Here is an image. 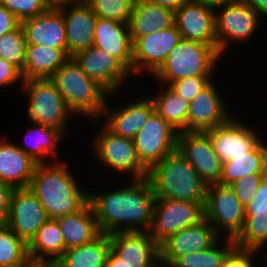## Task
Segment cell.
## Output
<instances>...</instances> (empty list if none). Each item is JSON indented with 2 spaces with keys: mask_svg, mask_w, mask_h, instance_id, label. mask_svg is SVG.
<instances>
[{
  "mask_svg": "<svg viewBox=\"0 0 267 267\" xmlns=\"http://www.w3.org/2000/svg\"><path fill=\"white\" fill-rule=\"evenodd\" d=\"M14 190L15 188L11 185L0 181V225H5L8 220Z\"/></svg>",
  "mask_w": 267,
  "mask_h": 267,
  "instance_id": "cell-44",
  "label": "cell"
},
{
  "mask_svg": "<svg viewBox=\"0 0 267 267\" xmlns=\"http://www.w3.org/2000/svg\"><path fill=\"white\" fill-rule=\"evenodd\" d=\"M221 54L211 45L182 38L152 75L164 85L196 76H213Z\"/></svg>",
  "mask_w": 267,
  "mask_h": 267,
  "instance_id": "cell-5",
  "label": "cell"
},
{
  "mask_svg": "<svg viewBox=\"0 0 267 267\" xmlns=\"http://www.w3.org/2000/svg\"><path fill=\"white\" fill-rule=\"evenodd\" d=\"M240 2H244L248 6H250L254 11L259 13L262 18L267 19V0H238Z\"/></svg>",
  "mask_w": 267,
  "mask_h": 267,
  "instance_id": "cell-46",
  "label": "cell"
},
{
  "mask_svg": "<svg viewBox=\"0 0 267 267\" xmlns=\"http://www.w3.org/2000/svg\"><path fill=\"white\" fill-rule=\"evenodd\" d=\"M18 82H24L21 71L12 63L0 58V87L3 89Z\"/></svg>",
  "mask_w": 267,
  "mask_h": 267,
  "instance_id": "cell-43",
  "label": "cell"
},
{
  "mask_svg": "<svg viewBox=\"0 0 267 267\" xmlns=\"http://www.w3.org/2000/svg\"><path fill=\"white\" fill-rule=\"evenodd\" d=\"M221 241H226L224 246L221 245L223 244ZM235 246L233 239L226 237L222 240L221 238L210 248L179 256L171 264L173 267H221L226 255Z\"/></svg>",
  "mask_w": 267,
  "mask_h": 267,
  "instance_id": "cell-36",
  "label": "cell"
},
{
  "mask_svg": "<svg viewBox=\"0 0 267 267\" xmlns=\"http://www.w3.org/2000/svg\"><path fill=\"white\" fill-rule=\"evenodd\" d=\"M91 143L95 158L107 170L132 175L134 179L148 176V170L137 157L133 139L114 135L103 124Z\"/></svg>",
  "mask_w": 267,
  "mask_h": 267,
  "instance_id": "cell-8",
  "label": "cell"
},
{
  "mask_svg": "<svg viewBox=\"0 0 267 267\" xmlns=\"http://www.w3.org/2000/svg\"><path fill=\"white\" fill-rule=\"evenodd\" d=\"M37 165L18 145L0 138V181L14 188L28 187Z\"/></svg>",
  "mask_w": 267,
  "mask_h": 267,
  "instance_id": "cell-26",
  "label": "cell"
},
{
  "mask_svg": "<svg viewBox=\"0 0 267 267\" xmlns=\"http://www.w3.org/2000/svg\"><path fill=\"white\" fill-rule=\"evenodd\" d=\"M33 126L34 127H32V130L35 131L33 134L36 135V138L33 137L34 139H32L35 142L31 141L33 143L30 144L29 140L31 138H28L29 140L25 138L24 140L27 141L25 142V145L27 144L26 147H23V145L21 146V144L20 146L18 145V147L26 154H28L38 164L48 163L45 160L46 158H48L47 156L52 155V158L56 159V157H58L56 156V153L58 151L56 149L58 145H60V143L63 141V139H66V136L56 128L47 127L39 123H34Z\"/></svg>",
  "mask_w": 267,
  "mask_h": 267,
  "instance_id": "cell-34",
  "label": "cell"
},
{
  "mask_svg": "<svg viewBox=\"0 0 267 267\" xmlns=\"http://www.w3.org/2000/svg\"><path fill=\"white\" fill-rule=\"evenodd\" d=\"M27 41L21 25L10 33L0 36V58L15 65L23 72Z\"/></svg>",
  "mask_w": 267,
  "mask_h": 267,
  "instance_id": "cell-37",
  "label": "cell"
},
{
  "mask_svg": "<svg viewBox=\"0 0 267 267\" xmlns=\"http://www.w3.org/2000/svg\"><path fill=\"white\" fill-rule=\"evenodd\" d=\"M204 218L219 236L224 233V238L234 240L242 231L245 209L230 185L213 183L207 186Z\"/></svg>",
  "mask_w": 267,
  "mask_h": 267,
  "instance_id": "cell-7",
  "label": "cell"
},
{
  "mask_svg": "<svg viewBox=\"0 0 267 267\" xmlns=\"http://www.w3.org/2000/svg\"><path fill=\"white\" fill-rule=\"evenodd\" d=\"M68 59L61 49L27 44L22 77L24 80L50 79Z\"/></svg>",
  "mask_w": 267,
  "mask_h": 267,
  "instance_id": "cell-31",
  "label": "cell"
},
{
  "mask_svg": "<svg viewBox=\"0 0 267 267\" xmlns=\"http://www.w3.org/2000/svg\"><path fill=\"white\" fill-rule=\"evenodd\" d=\"M161 85L156 93L157 95L152 94L150 97L153 101L155 112L178 132L187 131L190 102L183 99L167 85Z\"/></svg>",
  "mask_w": 267,
  "mask_h": 267,
  "instance_id": "cell-33",
  "label": "cell"
},
{
  "mask_svg": "<svg viewBox=\"0 0 267 267\" xmlns=\"http://www.w3.org/2000/svg\"><path fill=\"white\" fill-rule=\"evenodd\" d=\"M178 133L156 112L147 119L133 142L139 161L148 171L177 149Z\"/></svg>",
  "mask_w": 267,
  "mask_h": 267,
  "instance_id": "cell-11",
  "label": "cell"
},
{
  "mask_svg": "<svg viewBox=\"0 0 267 267\" xmlns=\"http://www.w3.org/2000/svg\"><path fill=\"white\" fill-rule=\"evenodd\" d=\"M267 174H251L245 175L239 180L234 181L230 184L231 188L234 190L235 195L241 201V204L245 207L249 204L257 193L258 187L262 179Z\"/></svg>",
  "mask_w": 267,
  "mask_h": 267,
  "instance_id": "cell-41",
  "label": "cell"
},
{
  "mask_svg": "<svg viewBox=\"0 0 267 267\" xmlns=\"http://www.w3.org/2000/svg\"><path fill=\"white\" fill-rule=\"evenodd\" d=\"M21 27L27 44L61 49L67 55L64 16L58 8L21 21Z\"/></svg>",
  "mask_w": 267,
  "mask_h": 267,
  "instance_id": "cell-24",
  "label": "cell"
},
{
  "mask_svg": "<svg viewBox=\"0 0 267 267\" xmlns=\"http://www.w3.org/2000/svg\"><path fill=\"white\" fill-rule=\"evenodd\" d=\"M251 174H267V144L264 141L245 156L234 157L233 160L222 163V173L218 183L230 185Z\"/></svg>",
  "mask_w": 267,
  "mask_h": 267,
  "instance_id": "cell-32",
  "label": "cell"
},
{
  "mask_svg": "<svg viewBox=\"0 0 267 267\" xmlns=\"http://www.w3.org/2000/svg\"><path fill=\"white\" fill-rule=\"evenodd\" d=\"M65 250L63 235L55 219H48L28 244V255L33 265L51 267Z\"/></svg>",
  "mask_w": 267,
  "mask_h": 267,
  "instance_id": "cell-29",
  "label": "cell"
},
{
  "mask_svg": "<svg viewBox=\"0 0 267 267\" xmlns=\"http://www.w3.org/2000/svg\"><path fill=\"white\" fill-rule=\"evenodd\" d=\"M181 39L182 36L175 24L167 29L137 38L132 43L133 75H141L144 72L153 75Z\"/></svg>",
  "mask_w": 267,
  "mask_h": 267,
  "instance_id": "cell-14",
  "label": "cell"
},
{
  "mask_svg": "<svg viewBox=\"0 0 267 267\" xmlns=\"http://www.w3.org/2000/svg\"><path fill=\"white\" fill-rule=\"evenodd\" d=\"M128 25L133 43L139 37L173 26L174 11L146 0H136Z\"/></svg>",
  "mask_w": 267,
  "mask_h": 267,
  "instance_id": "cell-27",
  "label": "cell"
},
{
  "mask_svg": "<svg viewBox=\"0 0 267 267\" xmlns=\"http://www.w3.org/2000/svg\"><path fill=\"white\" fill-rule=\"evenodd\" d=\"M214 79L190 101L187 131L206 132L228 122L230 115L225 99L214 84Z\"/></svg>",
  "mask_w": 267,
  "mask_h": 267,
  "instance_id": "cell-17",
  "label": "cell"
},
{
  "mask_svg": "<svg viewBox=\"0 0 267 267\" xmlns=\"http://www.w3.org/2000/svg\"><path fill=\"white\" fill-rule=\"evenodd\" d=\"M72 58L85 74L110 96L114 93L117 94L128 76L132 77L131 72L117 58L94 45L78 52Z\"/></svg>",
  "mask_w": 267,
  "mask_h": 267,
  "instance_id": "cell-12",
  "label": "cell"
},
{
  "mask_svg": "<svg viewBox=\"0 0 267 267\" xmlns=\"http://www.w3.org/2000/svg\"><path fill=\"white\" fill-rule=\"evenodd\" d=\"M212 78V76L188 77L172 81L167 86L183 99L190 102L200 90L213 80Z\"/></svg>",
  "mask_w": 267,
  "mask_h": 267,
  "instance_id": "cell-40",
  "label": "cell"
},
{
  "mask_svg": "<svg viewBox=\"0 0 267 267\" xmlns=\"http://www.w3.org/2000/svg\"><path fill=\"white\" fill-rule=\"evenodd\" d=\"M135 101L110 110L112 108L106 100L102 113L103 120H106L103 124L114 135L133 139L147 119L155 112L154 104L150 97L139 98Z\"/></svg>",
  "mask_w": 267,
  "mask_h": 267,
  "instance_id": "cell-23",
  "label": "cell"
},
{
  "mask_svg": "<svg viewBox=\"0 0 267 267\" xmlns=\"http://www.w3.org/2000/svg\"><path fill=\"white\" fill-rule=\"evenodd\" d=\"M0 4L20 21L40 15L50 8L45 0H0Z\"/></svg>",
  "mask_w": 267,
  "mask_h": 267,
  "instance_id": "cell-39",
  "label": "cell"
},
{
  "mask_svg": "<svg viewBox=\"0 0 267 267\" xmlns=\"http://www.w3.org/2000/svg\"><path fill=\"white\" fill-rule=\"evenodd\" d=\"M31 267H50V266H44V265H32Z\"/></svg>",
  "mask_w": 267,
  "mask_h": 267,
  "instance_id": "cell-52",
  "label": "cell"
},
{
  "mask_svg": "<svg viewBox=\"0 0 267 267\" xmlns=\"http://www.w3.org/2000/svg\"><path fill=\"white\" fill-rule=\"evenodd\" d=\"M177 149L204 182L208 185L219 182L222 173V162L214 151L207 132H179Z\"/></svg>",
  "mask_w": 267,
  "mask_h": 267,
  "instance_id": "cell-13",
  "label": "cell"
},
{
  "mask_svg": "<svg viewBox=\"0 0 267 267\" xmlns=\"http://www.w3.org/2000/svg\"><path fill=\"white\" fill-rule=\"evenodd\" d=\"M97 18H108L129 24L136 0H84Z\"/></svg>",
  "mask_w": 267,
  "mask_h": 267,
  "instance_id": "cell-38",
  "label": "cell"
},
{
  "mask_svg": "<svg viewBox=\"0 0 267 267\" xmlns=\"http://www.w3.org/2000/svg\"><path fill=\"white\" fill-rule=\"evenodd\" d=\"M260 17L250 6L238 0L215 9L217 46L222 57L232 42L241 45L251 39L262 23Z\"/></svg>",
  "mask_w": 267,
  "mask_h": 267,
  "instance_id": "cell-9",
  "label": "cell"
},
{
  "mask_svg": "<svg viewBox=\"0 0 267 267\" xmlns=\"http://www.w3.org/2000/svg\"><path fill=\"white\" fill-rule=\"evenodd\" d=\"M60 160V161H59ZM38 164L29 189L43 205L49 219H56L81 210L89 202V190L84 191L61 159ZM78 183V184H77Z\"/></svg>",
  "mask_w": 267,
  "mask_h": 267,
  "instance_id": "cell-2",
  "label": "cell"
},
{
  "mask_svg": "<svg viewBox=\"0 0 267 267\" xmlns=\"http://www.w3.org/2000/svg\"><path fill=\"white\" fill-rule=\"evenodd\" d=\"M25 92L30 122L59 129L66 136L73 117L64 98L50 79H28L21 83Z\"/></svg>",
  "mask_w": 267,
  "mask_h": 267,
  "instance_id": "cell-6",
  "label": "cell"
},
{
  "mask_svg": "<svg viewBox=\"0 0 267 267\" xmlns=\"http://www.w3.org/2000/svg\"><path fill=\"white\" fill-rule=\"evenodd\" d=\"M20 25L21 21L0 4V36L16 30Z\"/></svg>",
  "mask_w": 267,
  "mask_h": 267,
  "instance_id": "cell-45",
  "label": "cell"
},
{
  "mask_svg": "<svg viewBox=\"0 0 267 267\" xmlns=\"http://www.w3.org/2000/svg\"><path fill=\"white\" fill-rule=\"evenodd\" d=\"M109 235L111 251L126 267H152L160 259L159 244L148 231L116 232Z\"/></svg>",
  "mask_w": 267,
  "mask_h": 267,
  "instance_id": "cell-19",
  "label": "cell"
},
{
  "mask_svg": "<svg viewBox=\"0 0 267 267\" xmlns=\"http://www.w3.org/2000/svg\"><path fill=\"white\" fill-rule=\"evenodd\" d=\"M245 221L234 244L243 249L262 252L267 244V175L262 179L257 193L245 207Z\"/></svg>",
  "mask_w": 267,
  "mask_h": 267,
  "instance_id": "cell-21",
  "label": "cell"
},
{
  "mask_svg": "<svg viewBox=\"0 0 267 267\" xmlns=\"http://www.w3.org/2000/svg\"><path fill=\"white\" fill-rule=\"evenodd\" d=\"M93 45L117 58L133 76V47L128 24L97 18Z\"/></svg>",
  "mask_w": 267,
  "mask_h": 267,
  "instance_id": "cell-25",
  "label": "cell"
},
{
  "mask_svg": "<svg viewBox=\"0 0 267 267\" xmlns=\"http://www.w3.org/2000/svg\"><path fill=\"white\" fill-rule=\"evenodd\" d=\"M106 267H126L122 260L117 257L112 251L109 252L107 260H106Z\"/></svg>",
  "mask_w": 267,
  "mask_h": 267,
  "instance_id": "cell-49",
  "label": "cell"
},
{
  "mask_svg": "<svg viewBox=\"0 0 267 267\" xmlns=\"http://www.w3.org/2000/svg\"><path fill=\"white\" fill-rule=\"evenodd\" d=\"M65 242V249L79 247L92 241L101 232L94 209L88 202L81 210L55 219Z\"/></svg>",
  "mask_w": 267,
  "mask_h": 267,
  "instance_id": "cell-28",
  "label": "cell"
},
{
  "mask_svg": "<svg viewBox=\"0 0 267 267\" xmlns=\"http://www.w3.org/2000/svg\"><path fill=\"white\" fill-rule=\"evenodd\" d=\"M152 267H173V266L171 263H167L159 259Z\"/></svg>",
  "mask_w": 267,
  "mask_h": 267,
  "instance_id": "cell-51",
  "label": "cell"
},
{
  "mask_svg": "<svg viewBox=\"0 0 267 267\" xmlns=\"http://www.w3.org/2000/svg\"><path fill=\"white\" fill-rule=\"evenodd\" d=\"M147 178L156 198L205 202L208 184L178 149L156 163Z\"/></svg>",
  "mask_w": 267,
  "mask_h": 267,
  "instance_id": "cell-3",
  "label": "cell"
},
{
  "mask_svg": "<svg viewBox=\"0 0 267 267\" xmlns=\"http://www.w3.org/2000/svg\"><path fill=\"white\" fill-rule=\"evenodd\" d=\"M28 245L6 224L0 225V267H31Z\"/></svg>",
  "mask_w": 267,
  "mask_h": 267,
  "instance_id": "cell-35",
  "label": "cell"
},
{
  "mask_svg": "<svg viewBox=\"0 0 267 267\" xmlns=\"http://www.w3.org/2000/svg\"><path fill=\"white\" fill-rule=\"evenodd\" d=\"M58 9L64 16L67 56L72 58L93 45L97 16L84 0Z\"/></svg>",
  "mask_w": 267,
  "mask_h": 267,
  "instance_id": "cell-22",
  "label": "cell"
},
{
  "mask_svg": "<svg viewBox=\"0 0 267 267\" xmlns=\"http://www.w3.org/2000/svg\"><path fill=\"white\" fill-rule=\"evenodd\" d=\"M259 251L243 249L235 246L223 260L221 267H256L254 255ZM254 263V264H253Z\"/></svg>",
  "mask_w": 267,
  "mask_h": 267,
  "instance_id": "cell-42",
  "label": "cell"
},
{
  "mask_svg": "<svg viewBox=\"0 0 267 267\" xmlns=\"http://www.w3.org/2000/svg\"><path fill=\"white\" fill-rule=\"evenodd\" d=\"M48 219L43 205L31 189L15 188L6 225L21 240L28 245Z\"/></svg>",
  "mask_w": 267,
  "mask_h": 267,
  "instance_id": "cell-15",
  "label": "cell"
},
{
  "mask_svg": "<svg viewBox=\"0 0 267 267\" xmlns=\"http://www.w3.org/2000/svg\"><path fill=\"white\" fill-rule=\"evenodd\" d=\"M220 238L215 228L204 218L198 224L183 228L162 241L159 244L160 260L172 263L179 256L210 248Z\"/></svg>",
  "mask_w": 267,
  "mask_h": 267,
  "instance_id": "cell-20",
  "label": "cell"
},
{
  "mask_svg": "<svg viewBox=\"0 0 267 267\" xmlns=\"http://www.w3.org/2000/svg\"><path fill=\"white\" fill-rule=\"evenodd\" d=\"M205 202L156 198L149 234L160 244L168 236L204 219Z\"/></svg>",
  "mask_w": 267,
  "mask_h": 267,
  "instance_id": "cell-10",
  "label": "cell"
},
{
  "mask_svg": "<svg viewBox=\"0 0 267 267\" xmlns=\"http://www.w3.org/2000/svg\"><path fill=\"white\" fill-rule=\"evenodd\" d=\"M206 132L222 163L233 160L234 157L245 156L263 140L253 128L234 116L228 122Z\"/></svg>",
  "mask_w": 267,
  "mask_h": 267,
  "instance_id": "cell-16",
  "label": "cell"
},
{
  "mask_svg": "<svg viewBox=\"0 0 267 267\" xmlns=\"http://www.w3.org/2000/svg\"><path fill=\"white\" fill-rule=\"evenodd\" d=\"M110 251V235L101 232L84 245L66 249L51 267H106Z\"/></svg>",
  "mask_w": 267,
  "mask_h": 267,
  "instance_id": "cell-30",
  "label": "cell"
},
{
  "mask_svg": "<svg viewBox=\"0 0 267 267\" xmlns=\"http://www.w3.org/2000/svg\"><path fill=\"white\" fill-rule=\"evenodd\" d=\"M195 2L201 3L205 6H208L212 9L219 8L220 6L236 2L237 0H193Z\"/></svg>",
  "mask_w": 267,
  "mask_h": 267,
  "instance_id": "cell-48",
  "label": "cell"
},
{
  "mask_svg": "<svg viewBox=\"0 0 267 267\" xmlns=\"http://www.w3.org/2000/svg\"><path fill=\"white\" fill-rule=\"evenodd\" d=\"M133 181L130 185L109 189V192L89 191V202L100 232L112 234L150 229L156 196L147 177Z\"/></svg>",
  "mask_w": 267,
  "mask_h": 267,
  "instance_id": "cell-1",
  "label": "cell"
},
{
  "mask_svg": "<svg viewBox=\"0 0 267 267\" xmlns=\"http://www.w3.org/2000/svg\"><path fill=\"white\" fill-rule=\"evenodd\" d=\"M50 8H59L64 5H70L80 2L81 0H45Z\"/></svg>",
  "mask_w": 267,
  "mask_h": 267,
  "instance_id": "cell-50",
  "label": "cell"
},
{
  "mask_svg": "<svg viewBox=\"0 0 267 267\" xmlns=\"http://www.w3.org/2000/svg\"><path fill=\"white\" fill-rule=\"evenodd\" d=\"M50 80L74 116L80 114L90 120L103 119L104 106L110 95L90 79L73 58H69Z\"/></svg>",
  "mask_w": 267,
  "mask_h": 267,
  "instance_id": "cell-4",
  "label": "cell"
},
{
  "mask_svg": "<svg viewBox=\"0 0 267 267\" xmlns=\"http://www.w3.org/2000/svg\"><path fill=\"white\" fill-rule=\"evenodd\" d=\"M146 1L159 5L164 8H168L175 12L188 0H146Z\"/></svg>",
  "mask_w": 267,
  "mask_h": 267,
  "instance_id": "cell-47",
  "label": "cell"
},
{
  "mask_svg": "<svg viewBox=\"0 0 267 267\" xmlns=\"http://www.w3.org/2000/svg\"><path fill=\"white\" fill-rule=\"evenodd\" d=\"M174 24L182 38L211 45L218 51L214 9L188 0L174 12Z\"/></svg>",
  "mask_w": 267,
  "mask_h": 267,
  "instance_id": "cell-18",
  "label": "cell"
}]
</instances>
